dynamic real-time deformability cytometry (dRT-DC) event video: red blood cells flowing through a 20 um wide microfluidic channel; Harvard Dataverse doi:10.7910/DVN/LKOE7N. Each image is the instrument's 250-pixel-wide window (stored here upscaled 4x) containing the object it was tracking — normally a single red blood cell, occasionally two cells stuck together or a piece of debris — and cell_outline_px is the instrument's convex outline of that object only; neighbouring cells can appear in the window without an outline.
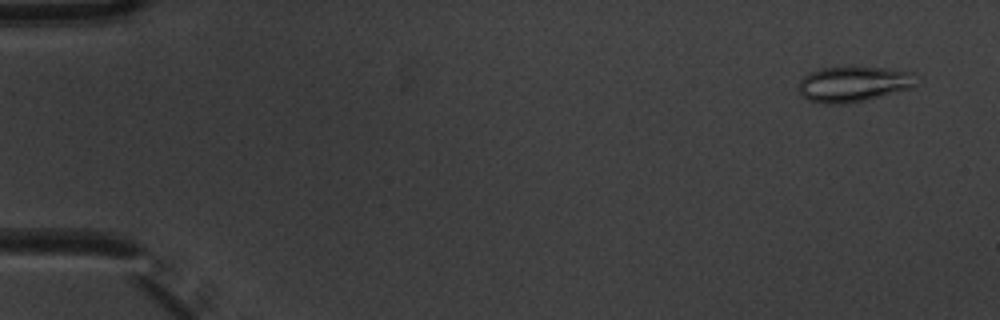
{"species": "common noctule bat (a hibernating species)", "species_latin": "Nyctalus noctula", "temperature_condition": "warm", "stored_images_in_passage": 4, "camera_frame_rate_fps": 3000, "um_per_image_px": 0.085, "animal": {"sex": "male", "body_mass_g": 20.1, "forearm_length_mm": 53.5}, "frame": {"image": 1, "passage_image": 1, "time_ms": 0.0, "image_size_px": [1000, 320], "cell_outline_px": [[924, 76], [916, 88], [864, 100], [844, 104], [824, 104], [808, 100], [796, 88], [800, 80], [808, 72], [820, 68], [856, 64], [888, 68], [916, 72]], "centroid_in_image_um": [72.68, 7.09], "position_along_channel_um": 12.3, "area_um2": 26.01}}